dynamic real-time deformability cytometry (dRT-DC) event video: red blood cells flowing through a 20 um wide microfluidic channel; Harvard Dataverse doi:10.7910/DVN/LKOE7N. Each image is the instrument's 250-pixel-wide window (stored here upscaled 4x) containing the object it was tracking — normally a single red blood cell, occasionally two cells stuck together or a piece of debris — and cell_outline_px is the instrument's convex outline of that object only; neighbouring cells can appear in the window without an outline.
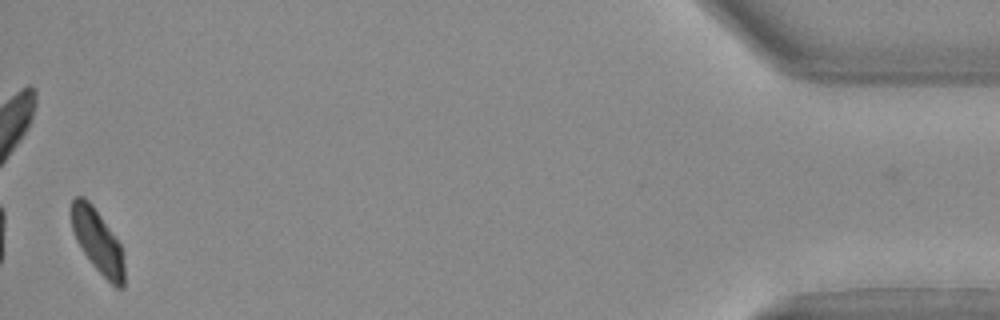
{"species": "Egyptian fruit bat (a non-hibernating species)", "species_latin": "Rousettus aegyptiacus", "temperature_condition": "warm", "stored_images_in_passage": 30, "camera_frame_rate_fps": 3000, "um_per_image_px": 0.085, "animal": {"sex": "female"}, "frame": {"image": 1, "passage_image": 30, "time_ms": 9.667, "image_size_px": [1000, 320], "cell_outline_px": [[124, 288], [116, 288], [92, 264], [80, 248], [76, 240], [72, 228], [72, 200], [76, 196], [84, 196], [92, 204], [120, 244], [124, 252]], "centroid_in_image_um": [8.32, 20.52], "position_along_channel_um": 426.9, "area_um2": 19.42}}